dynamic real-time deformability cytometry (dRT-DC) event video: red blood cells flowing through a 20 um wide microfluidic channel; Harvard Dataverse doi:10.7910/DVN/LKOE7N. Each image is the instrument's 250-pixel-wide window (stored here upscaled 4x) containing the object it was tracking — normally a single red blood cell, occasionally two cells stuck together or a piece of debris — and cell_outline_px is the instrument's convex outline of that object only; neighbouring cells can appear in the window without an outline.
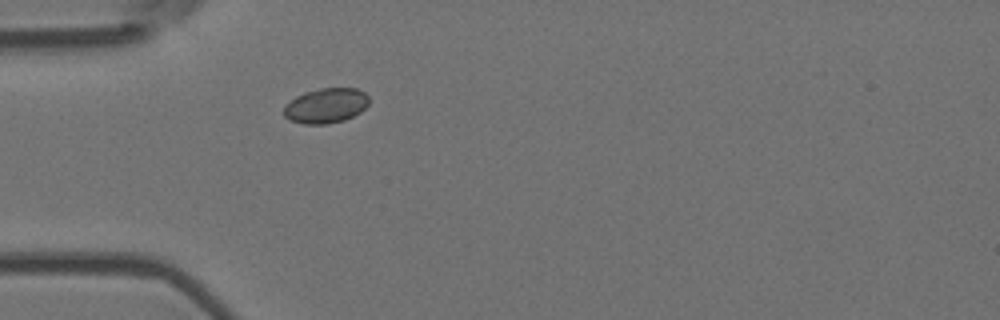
{"species": "Egyptian fruit bat (a non-hibernating species)", "species_latin": "Rousettus aegyptiacus", "temperature_condition": "room temperature", "stored_images_in_passage": 2, "camera_frame_rate_fps": 3000, "um_per_image_px": 0.085, "animal": {"sex": "female"}, "frame": {"image": 1, "passage_image": 2, "time_ms": 0.333, "image_size_px": [1000, 320], "cell_outline_px": [[368, 104], [360, 112], [344, 120], [328, 124], [304, 124], [288, 120], [284, 116], [284, 104], [296, 96], [304, 92], [320, 88], [356, 88], [364, 92], [368, 96]], "centroid_in_image_um": [27.67, 8.98], "position_along_channel_um": 57.3, "area_um2": 17.46}}